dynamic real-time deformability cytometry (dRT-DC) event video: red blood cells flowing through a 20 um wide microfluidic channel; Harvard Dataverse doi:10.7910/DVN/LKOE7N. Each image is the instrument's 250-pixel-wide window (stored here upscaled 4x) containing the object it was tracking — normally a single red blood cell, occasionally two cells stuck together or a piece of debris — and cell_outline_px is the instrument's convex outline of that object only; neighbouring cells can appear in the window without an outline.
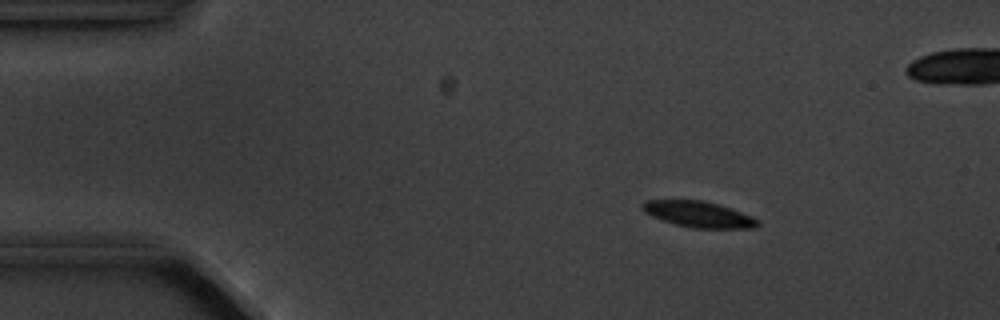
{"species": "common noctule bat (a hibernating species)", "species_latin": "Nyctalus noctula", "temperature_condition": "cold", "stored_images_in_passage": 6, "camera_frame_rate_fps": 3000, "um_per_image_px": 0.085, "animal": {"sex": "male", "body_mass_g": 20.1, "forearm_length_mm": 53.5}, "frame": {"image": 1, "passage_image": 3, "time_ms": 2.333, "image_size_px": [1000, 320], "cell_outline_px": [[760, 224], [756, 228], [692, 228], [676, 224], [652, 216], [644, 212], [640, 208], [640, 204], [648, 200], [704, 200], [752, 216], [760, 220]], "centroid_in_image_um": [59.37, 18.22], "position_along_channel_um": 25.6, "area_um2": 17.34}}